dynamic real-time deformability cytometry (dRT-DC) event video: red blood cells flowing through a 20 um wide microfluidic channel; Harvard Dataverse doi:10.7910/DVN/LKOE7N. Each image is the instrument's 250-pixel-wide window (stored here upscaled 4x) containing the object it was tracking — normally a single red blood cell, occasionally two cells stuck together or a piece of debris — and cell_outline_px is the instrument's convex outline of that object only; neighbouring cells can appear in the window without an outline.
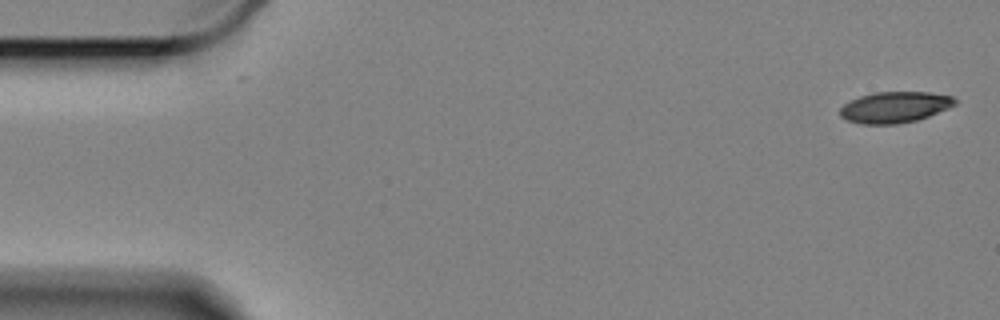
{"species": "Egyptian fruit bat (a non-hibernating species)", "species_latin": "Rousettus aegyptiacus", "temperature_condition": "cold", "stored_images_in_passage": 59, "camera_frame_rate_fps": 3000, "um_per_image_px": 0.085, "animal": {"sex": "female"}, "frame": {"image": 1, "passage_image": 1, "time_ms": 0.0, "image_size_px": [1000, 320], "cell_outline_px": [[960, 100], [956, 104], [948, 108], [928, 116], [916, 120], [896, 124], [864, 124], [848, 120], [840, 116], [840, 108], [844, 104], [860, 96], [876, 92], [928, 92], [952, 96]], "centroid_in_image_um": [76.09, 9.1], "position_along_channel_um": 8.9, "area_um2": 20.69}}
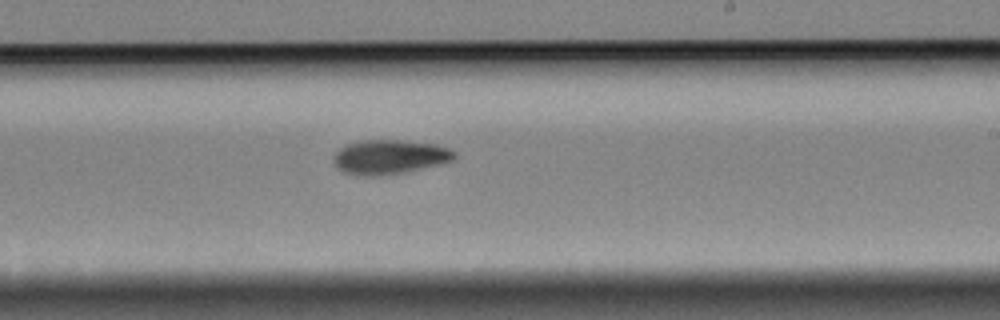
{"frame": {"image": 2, "passage_image": 34, "time_ms": 11.0, "image_size_px": [1000, 320], "cell_outline_px": [[456, 156], [452, 160], [404, 172], [380, 176], [368, 176], [344, 172], [332, 160], [332, 156], [340, 148], [348, 144], [360, 140], [400, 140], [436, 144], [448, 148], [456, 152]], "centroid_in_image_um": [33.09, 13.32], "position_along_channel_um": 255.9, "area_um2": 23.87}}
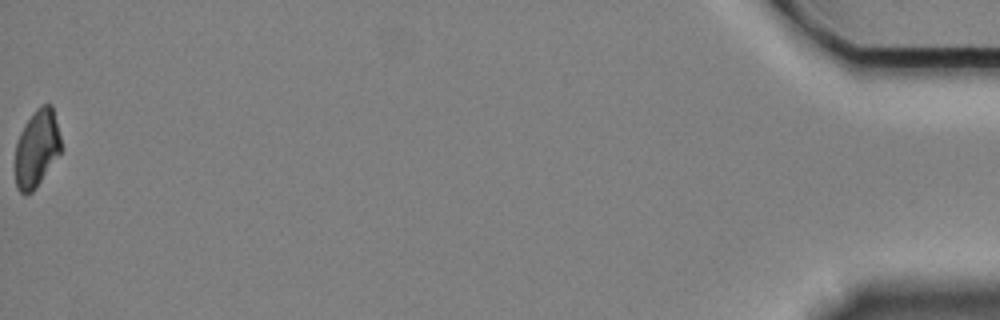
{"frame": {"image": 3, "passage_image": 59, "time_ms": 19.333, "image_size_px": [1000, 320], "cell_outline_px": [[64, 148], [36, 188], [32, 192], [20, 192], [16, 188], [16, 144], [20, 132], [24, 124], [36, 108], [40, 104], [52, 104]], "centroid_in_image_um": [3.16, 12.57], "position_along_channel_um": 432.0, "area_um2": 20.87}, "authors_computed_cell_mechanics": {"area_um2": 22.5998, "velocity_mm_per_s": 3.3209, "shape_relaxation_time_tau1_ms": 3.6796, "shape_relaxation_time_tau2_ms": null, "deformation_change_tau1": 0.1049, "deformation_change_tau2": null}}